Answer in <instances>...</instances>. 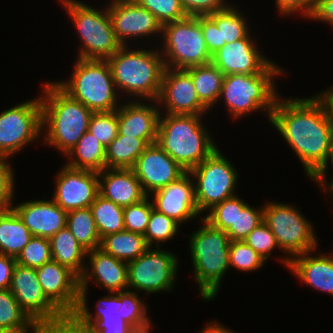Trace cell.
I'll use <instances>...</instances> for the list:
<instances>
[{"mask_svg": "<svg viewBox=\"0 0 333 333\" xmlns=\"http://www.w3.org/2000/svg\"><path fill=\"white\" fill-rule=\"evenodd\" d=\"M66 226L87 251L100 246L101 237L90 207L68 211Z\"/></svg>", "mask_w": 333, "mask_h": 333, "instance_id": "obj_34", "label": "cell"}, {"mask_svg": "<svg viewBox=\"0 0 333 333\" xmlns=\"http://www.w3.org/2000/svg\"><path fill=\"white\" fill-rule=\"evenodd\" d=\"M312 255L310 251L291 258L288 270L311 288L333 296V254Z\"/></svg>", "mask_w": 333, "mask_h": 333, "instance_id": "obj_27", "label": "cell"}, {"mask_svg": "<svg viewBox=\"0 0 333 333\" xmlns=\"http://www.w3.org/2000/svg\"><path fill=\"white\" fill-rule=\"evenodd\" d=\"M140 6L150 11L163 26L187 17L180 0H135Z\"/></svg>", "mask_w": 333, "mask_h": 333, "instance_id": "obj_44", "label": "cell"}, {"mask_svg": "<svg viewBox=\"0 0 333 333\" xmlns=\"http://www.w3.org/2000/svg\"><path fill=\"white\" fill-rule=\"evenodd\" d=\"M244 241L266 261L269 259L268 257H271L273 249L279 248L280 250L274 234L264 221L254 228Z\"/></svg>", "mask_w": 333, "mask_h": 333, "instance_id": "obj_46", "label": "cell"}, {"mask_svg": "<svg viewBox=\"0 0 333 333\" xmlns=\"http://www.w3.org/2000/svg\"><path fill=\"white\" fill-rule=\"evenodd\" d=\"M12 208L33 236L50 239L66 227L67 211L53 199L26 201Z\"/></svg>", "mask_w": 333, "mask_h": 333, "instance_id": "obj_25", "label": "cell"}, {"mask_svg": "<svg viewBox=\"0 0 333 333\" xmlns=\"http://www.w3.org/2000/svg\"><path fill=\"white\" fill-rule=\"evenodd\" d=\"M43 85L40 101L42 133L46 129V133H43L44 143L59 150L66 157L88 131L93 112L71 98L55 81H47Z\"/></svg>", "mask_w": 333, "mask_h": 333, "instance_id": "obj_2", "label": "cell"}, {"mask_svg": "<svg viewBox=\"0 0 333 333\" xmlns=\"http://www.w3.org/2000/svg\"><path fill=\"white\" fill-rule=\"evenodd\" d=\"M31 333H44V325L39 326L38 328H36L33 332Z\"/></svg>", "mask_w": 333, "mask_h": 333, "instance_id": "obj_58", "label": "cell"}, {"mask_svg": "<svg viewBox=\"0 0 333 333\" xmlns=\"http://www.w3.org/2000/svg\"><path fill=\"white\" fill-rule=\"evenodd\" d=\"M16 258L0 253V289H10Z\"/></svg>", "mask_w": 333, "mask_h": 333, "instance_id": "obj_55", "label": "cell"}, {"mask_svg": "<svg viewBox=\"0 0 333 333\" xmlns=\"http://www.w3.org/2000/svg\"><path fill=\"white\" fill-rule=\"evenodd\" d=\"M236 217V195L223 200L209 210L207 216L202 217L213 227L226 231L234 225Z\"/></svg>", "mask_w": 333, "mask_h": 333, "instance_id": "obj_47", "label": "cell"}, {"mask_svg": "<svg viewBox=\"0 0 333 333\" xmlns=\"http://www.w3.org/2000/svg\"><path fill=\"white\" fill-rule=\"evenodd\" d=\"M187 16H207L230 6L227 0H180Z\"/></svg>", "mask_w": 333, "mask_h": 333, "instance_id": "obj_49", "label": "cell"}, {"mask_svg": "<svg viewBox=\"0 0 333 333\" xmlns=\"http://www.w3.org/2000/svg\"><path fill=\"white\" fill-rule=\"evenodd\" d=\"M79 289V301L71 317L83 328L92 333H138L122 319L121 292L109 293L96 303V312L91 314L87 303V291Z\"/></svg>", "mask_w": 333, "mask_h": 333, "instance_id": "obj_15", "label": "cell"}, {"mask_svg": "<svg viewBox=\"0 0 333 333\" xmlns=\"http://www.w3.org/2000/svg\"><path fill=\"white\" fill-rule=\"evenodd\" d=\"M44 333H92L89 329L81 327L71 316L44 325Z\"/></svg>", "mask_w": 333, "mask_h": 333, "instance_id": "obj_52", "label": "cell"}, {"mask_svg": "<svg viewBox=\"0 0 333 333\" xmlns=\"http://www.w3.org/2000/svg\"><path fill=\"white\" fill-rule=\"evenodd\" d=\"M160 112L157 143L187 172L217 148L211 133L203 126V115Z\"/></svg>", "mask_w": 333, "mask_h": 333, "instance_id": "obj_4", "label": "cell"}, {"mask_svg": "<svg viewBox=\"0 0 333 333\" xmlns=\"http://www.w3.org/2000/svg\"><path fill=\"white\" fill-rule=\"evenodd\" d=\"M327 191H329V192L331 193L330 195L332 196L331 198H332V200H333V187H332V188H330V189H329V190H327ZM332 202H333V201H332Z\"/></svg>", "mask_w": 333, "mask_h": 333, "instance_id": "obj_59", "label": "cell"}, {"mask_svg": "<svg viewBox=\"0 0 333 333\" xmlns=\"http://www.w3.org/2000/svg\"><path fill=\"white\" fill-rule=\"evenodd\" d=\"M202 329L203 330L200 331L201 333H236L235 331H232V329H228L223 324L216 321L207 323Z\"/></svg>", "mask_w": 333, "mask_h": 333, "instance_id": "obj_56", "label": "cell"}, {"mask_svg": "<svg viewBox=\"0 0 333 333\" xmlns=\"http://www.w3.org/2000/svg\"><path fill=\"white\" fill-rule=\"evenodd\" d=\"M148 145L143 138L117 135L106 147V168L132 169Z\"/></svg>", "mask_w": 333, "mask_h": 333, "instance_id": "obj_33", "label": "cell"}, {"mask_svg": "<svg viewBox=\"0 0 333 333\" xmlns=\"http://www.w3.org/2000/svg\"><path fill=\"white\" fill-rule=\"evenodd\" d=\"M330 161H331L330 164H332V168H333V125L330 130L328 156H327L324 164L310 177L311 180H313L314 182L316 181V183H318V185L321 189L324 188L323 189L324 193L333 187V174H332V179H331L330 183L328 181H326V179H327L326 175H328L326 172L328 170L327 168H328Z\"/></svg>", "mask_w": 333, "mask_h": 333, "instance_id": "obj_53", "label": "cell"}, {"mask_svg": "<svg viewBox=\"0 0 333 333\" xmlns=\"http://www.w3.org/2000/svg\"><path fill=\"white\" fill-rule=\"evenodd\" d=\"M232 4L225 10L207 15L218 27L221 35V48L226 43L243 39L250 33V27L241 11Z\"/></svg>", "mask_w": 333, "mask_h": 333, "instance_id": "obj_36", "label": "cell"}, {"mask_svg": "<svg viewBox=\"0 0 333 333\" xmlns=\"http://www.w3.org/2000/svg\"><path fill=\"white\" fill-rule=\"evenodd\" d=\"M177 258L168 250L150 247L137 259L127 263L128 290L147 294L172 291L179 270Z\"/></svg>", "mask_w": 333, "mask_h": 333, "instance_id": "obj_12", "label": "cell"}, {"mask_svg": "<svg viewBox=\"0 0 333 333\" xmlns=\"http://www.w3.org/2000/svg\"><path fill=\"white\" fill-rule=\"evenodd\" d=\"M279 97L269 122L292 147L310 178L328 156L333 125V88L312 98Z\"/></svg>", "mask_w": 333, "mask_h": 333, "instance_id": "obj_1", "label": "cell"}, {"mask_svg": "<svg viewBox=\"0 0 333 333\" xmlns=\"http://www.w3.org/2000/svg\"><path fill=\"white\" fill-rule=\"evenodd\" d=\"M126 102L118 108V135L143 138L148 144L156 143L161 115L158 102L152 101L154 105L140 100Z\"/></svg>", "mask_w": 333, "mask_h": 333, "instance_id": "obj_24", "label": "cell"}, {"mask_svg": "<svg viewBox=\"0 0 333 333\" xmlns=\"http://www.w3.org/2000/svg\"><path fill=\"white\" fill-rule=\"evenodd\" d=\"M150 201L149 196H146L141 201L124 207V229L126 231L144 235L153 208Z\"/></svg>", "mask_w": 333, "mask_h": 333, "instance_id": "obj_45", "label": "cell"}, {"mask_svg": "<svg viewBox=\"0 0 333 333\" xmlns=\"http://www.w3.org/2000/svg\"><path fill=\"white\" fill-rule=\"evenodd\" d=\"M98 177L99 195L122 207L147 196L132 169L105 168L98 172Z\"/></svg>", "mask_w": 333, "mask_h": 333, "instance_id": "obj_26", "label": "cell"}, {"mask_svg": "<svg viewBox=\"0 0 333 333\" xmlns=\"http://www.w3.org/2000/svg\"><path fill=\"white\" fill-rule=\"evenodd\" d=\"M250 34L226 43L212 56V63L224 75L267 73L276 64L261 53Z\"/></svg>", "mask_w": 333, "mask_h": 333, "instance_id": "obj_19", "label": "cell"}, {"mask_svg": "<svg viewBox=\"0 0 333 333\" xmlns=\"http://www.w3.org/2000/svg\"><path fill=\"white\" fill-rule=\"evenodd\" d=\"M110 3L107 8L112 27L122 46L128 45L127 39L162 35V25L156 17L135 0H110Z\"/></svg>", "mask_w": 333, "mask_h": 333, "instance_id": "obj_18", "label": "cell"}, {"mask_svg": "<svg viewBox=\"0 0 333 333\" xmlns=\"http://www.w3.org/2000/svg\"><path fill=\"white\" fill-rule=\"evenodd\" d=\"M205 45L213 56L221 48V35L217 25L208 16H199Z\"/></svg>", "mask_w": 333, "mask_h": 333, "instance_id": "obj_51", "label": "cell"}, {"mask_svg": "<svg viewBox=\"0 0 333 333\" xmlns=\"http://www.w3.org/2000/svg\"><path fill=\"white\" fill-rule=\"evenodd\" d=\"M106 148L100 140L89 131L78 140V143L66 154L67 166L100 172L106 168ZM75 155V156H74Z\"/></svg>", "mask_w": 333, "mask_h": 333, "instance_id": "obj_30", "label": "cell"}, {"mask_svg": "<svg viewBox=\"0 0 333 333\" xmlns=\"http://www.w3.org/2000/svg\"><path fill=\"white\" fill-rule=\"evenodd\" d=\"M49 241L52 260L67 267L80 278L85 270L87 250L75 239L68 227L59 230Z\"/></svg>", "mask_w": 333, "mask_h": 333, "instance_id": "obj_28", "label": "cell"}, {"mask_svg": "<svg viewBox=\"0 0 333 333\" xmlns=\"http://www.w3.org/2000/svg\"><path fill=\"white\" fill-rule=\"evenodd\" d=\"M128 46H122L107 59L119 95L121 91L131 100L157 101L165 69L160 49L130 50Z\"/></svg>", "mask_w": 333, "mask_h": 333, "instance_id": "obj_3", "label": "cell"}, {"mask_svg": "<svg viewBox=\"0 0 333 333\" xmlns=\"http://www.w3.org/2000/svg\"><path fill=\"white\" fill-rule=\"evenodd\" d=\"M309 19L322 21L333 26V0H315L313 12Z\"/></svg>", "mask_w": 333, "mask_h": 333, "instance_id": "obj_54", "label": "cell"}, {"mask_svg": "<svg viewBox=\"0 0 333 333\" xmlns=\"http://www.w3.org/2000/svg\"><path fill=\"white\" fill-rule=\"evenodd\" d=\"M52 260L50 241L47 238L33 236L16 257V263L30 268H39Z\"/></svg>", "mask_w": 333, "mask_h": 333, "instance_id": "obj_42", "label": "cell"}, {"mask_svg": "<svg viewBox=\"0 0 333 333\" xmlns=\"http://www.w3.org/2000/svg\"><path fill=\"white\" fill-rule=\"evenodd\" d=\"M36 274L47 298L65 316H71L78 306L79 278L54 260L36 268Z\"/></svg>", "mask_w": 333, "mask_h": 333, "instance_id": "obj_22", "label": "cell"}, {"mask_svg": "<svg viewBox=\"0 0 333 333\" xmlns=\"http://www.w3.org/2000/svg\"><path fill=\"white\" fill-rule=\"evenodd\" d=\"M263 221V206L260 209L251 207L236 195V217L234 225L225 232L230 241L244 240L248 234Z\"/></svg>", "mask_w": 333, "mask_h": 333, "instance_id": "obj_38", "label": "cell"}, {"mask_svg": "<svg viewBox=\"0 0 333 333\" xmlns=\"http://www.w3.org/2000/svg\"><path fill=\"white\" fill-rule=\"evenodd\" d=\"M265 259L258 254L244 240L230 241L229 244V265L238 271L254 272L260 270Z\"/></svg>", "mask_w": 333, "mask_h": 333, "instance_id": "obj_41", "label": "cell"}, {"mask_svg": "<svg viewBox=\"0 0 333 333\" xmlns=\"http://www.w3.org/2000/svg\"><path fill=\"white\" fill-rule=\"evenodd\" d=\"M88 131L106 148L118 135V109L108 112H93Z\"/></svg>", "mask_w": 333, "mask_h": 333, "instance_id": "obj_43", "label": "cell"}, {"mask_svg": "<svg viewBox=\"0 0 333 333\" xmlns=\"http://www.w3.org/2000/svg\"><path fill=\"white\" fill-rule=\"evenodd\" d=\"M201 224L189 236V246L200 296L204 301H211L218 295L221 281L230 269V240L225 231L213 227L204 218Z\"/></svg>", "mask_w": 333, "mask_h": 333, "instance_id": "obj_5", "label": "cell"}, {"mask_svg": "<svg viewBox=\"0 0 333 333\" xmlns=\"http://www.w3.org/2000/svg\"><path fill=\"white\" fill-rule=\"evenodd\" d=\"M0 333H24V332L18 330H11L7 328H0Z\"/></svg>", "mask_w": 333, "mask_h": 333, "instance_id": "obj_57", "label": "cell"}, {"mask_svg": "<svg viewBox=\"0 0 333 333\" xmlns=\"http://www.w3.org/2000/svg\"><path fill=\"white\" fill-rule=\"evenodd\" d=\"M68 80L55 82L71 98L92 112L115 111L119 97L107 60L76 58Z\"/></svg>", "mask_w": 333, "mask_h": 333, "instance_id": "obj_7", "label": "cell"}, {"mask_svg": "<svg viewBox=\"0 0 333 333\" xmlns=\"http://www.w3.org/2000/svg\"><path fill=\"white\" fill-rule=\"evenodd\" d=\"M301 213L296 206L287 203L267 202L263 205V221L274 234L280 250L288 255L280 260L287 268L291 258L314 252L318 247L314 226Z\"/></svg>", "mask_w": 333, "mask_h": 333, "instance_id": "obj_9", "label": "cell"}, {"mask_svg": "<svg viewBox=\"0 0 333 333\" xmlns=\"http://www.w3.org/2000/svg\"><path fill=\"white\" fill-rule=\"evenodd\" d=\"M38 97L0 113L1 156L13 157L42 135L41 101Z\"/></svg>", "mask_w": 333, "mask_h": 333, "instance_id": "obj_13", "label": "cell"}, {"mask_svg": "<svg viewBox=\"0 0 333 333\" xmlns=\"http://www.w3.org/2000/svg\"><path fill=\"white\" fill-rule=\"evenodd\" d=\"M99 248L128 263L144 254L150 247L142 234L124 230L103 236Z\"/></svg>", "mask_w": 333, "mask_h": 333, "instance_id": "obj_31", "label": "cell"}, {"mask_svg": "<svg viewBox=\"0 0 333 333\" xmlns=\"http://www.w3.org/2000/svg\"><path fill=\"white\" fill-rule=\"evenodd\" d=\"M278 12L284 16L300 13L305 18H310L315 0H275Z\"/></svg>", "mask_w": 333, "mask_h": 333, "instance_id": "obj_50", "label": "cell"}, {"mask_svg": "<svg viewBox=\"0 0 333 333\" xmlns=\"http://www.w3.org/2000/svg\"><path fill=\"white\" fill-rule=\"evenodd\" d=\"M162 49L160 50L167 68L188 69L212 62V56L205 45L199 16L162 26Z\"/></svg>", "mask_w": 333, "mask_h": 333, "instance_id": "obj_10", "label": "cell"}, {"mask_svg": "<svg viewBox=\"0 0 333 333\" xmlns=\"http://www.w3.org/2000/svg\"><path fill=\"white\" fill-rule=\"evenodd\" d=\"M132 170L147 196L178 180L187 172L157 142L145 148Z\"/></svg>", "mask_w": 333, "mask_h": 333, "instance_id": "obj_20", "label": "cell"}, {"mask_svg": "<svg viewBox=\"0 0 333 333\" xmlns=\"http://www.w3.org/2000/svg\"><path fill=\"white\" fill-rule=\"evenodd\" d=\"M38 327L22 309L12 292L9 289H0V328L31 333Z\"/></svg>", "mask_w": 333, "mask_h": 333, "instance_id": "obj_35", "label": "cell"}, {"mask_svg": "<svg viewBox=\"0 0 333 333\" xmlns=\"http://www.w3.org/2000/svg\"><path fill=\"white\" fill-rule=\"evenodd\" d=\"M158 105L166 114L206 115L209 111L199 100L191 74L186 69L165 67Z\"/></svg>", "mask_w": 333, "mask_h": 333, "instance_id": "obj_17", "label": "cell"}, {"mask_svg": "<svg viewBox=\"0 0 333 333\" xmlns=\"http://www.w3.org/2000/svg\"><path fill=\"white\" fill-rule=\"evenodd\" d=\"M189 173L195 179V199L200 214L237 195L238 172L219 148Z\"/></svg>", "mask_w": 333, "mask_h": 333, "instance_id": "obj_11", "label": "cell"}, {"mask_svg": "<svg viewBox=\"0 0 333 333\" xmlns=\"http://www.w3.org/2000/svg\"><path fill=\"white\" fill-rule=\"evenodd\" d=\"M181 225L174 219L152 208L149 222L144 233L146 243L149 247H159L166 241L172 240L179 231ZM157 243V244H156Z\"/></svg>", "mask_w": 333, "mask_h": 333, "instance_id": "obj_40", "label": "cell"}, {"mask_svg": "<svg viewBox=\"0 0 333 333\" xmlns=\"http://www.w3.org/2000/svg\"><path fill=\"white\" fill-rule=\"evenodd\" d=\"M81 39L77 58L107 60L122 44L112 27L107 6L91 7L79 0H60Z\"/></svg>", "mask_w": 333, "mask_h": 333, "instance_id": "obj_8", "label": "cell"}, {"mask_svg": "<svg viewBox=\"0 0 333 333\" xmlns=\"http://www.w3.org/2000/svg\"><path fill=\"white\" fill-rule=\"evenodd\" d=\"M186 70L191 74L200 102L210 111L215 103H219L225 75L212 62Z\"/></svg>", "mask_w": 333, "mask_h": 333, "instance_id": "obj_32", "label": "cell"}, {"mask_svg": "<svg viewBox=\"0 0 333 333\" xmlns=\"http://www.w3.org/2000/svg\"><path fill=\"white\" fill-rule=\"evenodd\" d=\"M58 171L52 199L65 211L88 208L99 195L98 172L66 165Z\"/></svg>", "mask_w": 333, "mask_h": 333, "instance_id": "obj_16", "label": "cell"}, {"mask_svg": "<svg viewBox=\"0 0 333 333\" xmlns=\"http://www.w3.org/2000/svg\"><path fill=\"white\" fill-rule=\"evenodd\" d=\"M8 157L0 155V207L10 208L13 206L15 177Z\"/></svg>", "mask_w": 333, "mask_h": 333, "instance_id": "obj_48", "label": "cell"}, {"mask_svg": "<svg viewBox=\"0 0 333 333\" xmlns=\"http://www.w3.org/2000/svg\"><path fill=\"white\" fill-rule=\"evenodd\" d=\"M283 73L275 64L267 73L225 75L219 99L224 100L232 119L261 110L270 119L279 96L273 79Z\"/></svg>", "mask_w": 333, "mask_h": 333, "instance_id": "obj_6", "label": "cell"}, {"mask_svg": "<svg viewBox=\"0 0 333 333\" xmlns=\"http://www.w3.org/2000/svg\"><path fill=\"white\" fill-rule=\"evenodd\" d=\"M84 273L79 278V289H88L89 281H94L108 293L128 290L127 262L116 259L102 249L87 251Z\"/></svg>", "mask_w": 333, "mask_h": 333, "instance_id": "obj_23", "label": "cell"}, {"mask_svg": "<svg viewBox=\"0 0 333 333\" xmlns=\"http://www.w3.org/2000/svg\"><path fill=\"white\" fill-rule=\"evenodd\" d=\"M99 236L124 231V207L98 195L90 206Z\"/></svg>", "mask_w": 333, "mask_h": 333, "instance_id": "obj_37", "label": "cell"}, {"mask_svg": "<svg viewBox=\"0 0 333 333\" xmlns=\"http://www.w3.org/2000/svg\"><path fill=\"white\" fill-rule=\"evenodd\" d=\"M121 302L122 319L138 333H149L153 327L147 316L148 306L139 298L137 291H121Z\"/></svg>", "mask_w": 333, "mask_h": 333, "instance_id": "obj_39", "label": "cell"}, {"mask_svg": "<svg viewBox=\"0 0 333 333\" xmlns=\"http://www.w3.org/2000/svg\"><path fill=\"white\" fill-rule=\"evenodd\" d=\"M189 172L149 195L153 208L180 225L200 215L195 199V183ZM153 194V195H152ZM153 196V197H152Z\"/></svg>", "mask_w": 333, "mask_h": 333, "instance_id": "obj_21", "label": "cell"}, {"mask_svg": "<svg viewBox=\"0 0 333 333\" xmlns=\"http://www.w3.org/2000/svg\"><path fill=\"white\" fill-rule=\"evenodd\" d=\"M32 237L12 207L0 213V253L16 258Z\"/></svg>", "mask_w": 333, "mask_h": 333, "instance_id": "obj_29", "label": "cell"}, {"mask_svg": "<svg viewBox=\"0 0 333 333\" xmlns=\"http://www.w3.org/2000/svg\"><path fill=\"white\" fill-rule=\"evenodd\" d=\"M9 290L38 326L66 317L44 294L34 268L16 263Z\"/></svg>", "mask_w": 333, "mask_h": 333, "instance_id": "obj_14", "label": "cell"}]
</instances>
